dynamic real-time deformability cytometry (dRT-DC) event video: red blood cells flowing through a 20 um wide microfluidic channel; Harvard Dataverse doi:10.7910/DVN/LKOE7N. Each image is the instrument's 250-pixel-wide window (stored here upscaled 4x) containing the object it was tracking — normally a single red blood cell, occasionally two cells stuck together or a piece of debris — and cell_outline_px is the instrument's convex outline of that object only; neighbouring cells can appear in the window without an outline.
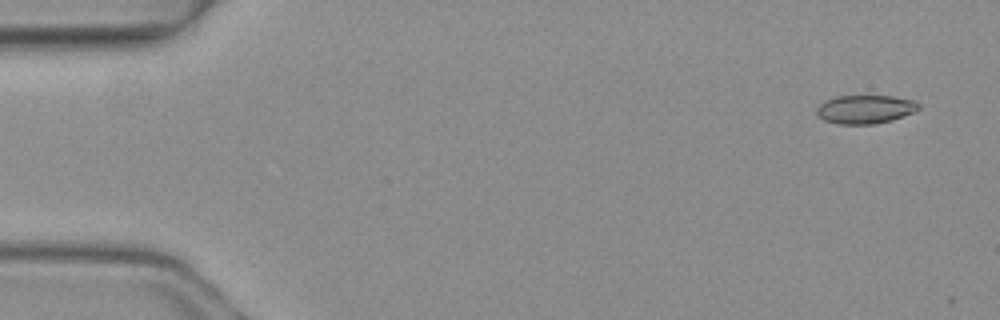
{"species": "common noctule bat (a hibernating species)", "species_latin": "Nyctalus noctula", "temperature_condition": "warm", "stored_images_in_passage": 5, "camera_frame_rate_fps": 3000, "um_per_image_px": 0.085, "animal": {"sex": "female", "body_mass_g": 19.3, "forearm_length_mm": 54.1}, "frame": {"image": 1, "passage_image": 1, "time_ms": 0.0, "image_size_px": [1000, 320], "cell_outline_px": [[920, 108], [912, 112], [892, 120], [872, 124], [840, 124], [824, 120], [816, 112], [816, 108], [824, 100], [836, 96], [892, 96], [912, 100], [920, 104]], "centroid_in_image_um": [73.52, 9.28], "position_along_channel_um": 11.5, "area_um2": 16.82}}
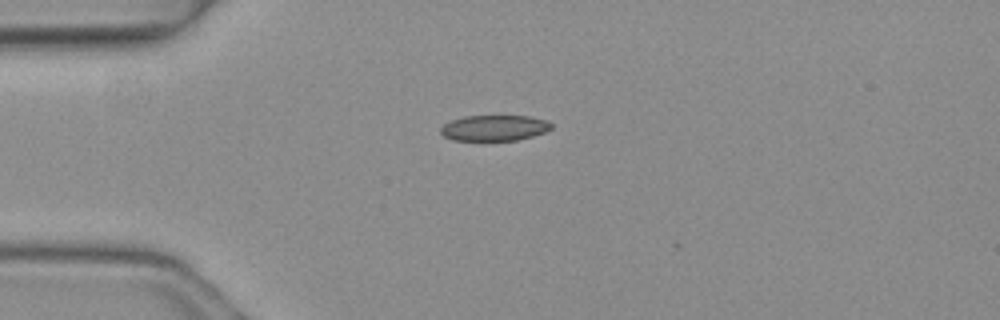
{"frame": {"image": 2, "passage_image": 4, "time_ms": 1.0, "image_size_px": [1000, 320], "cell_outline_px": [[552, 128], [544, 132], [532, 136], [516, 140], [452, 140], [444, 136], [440, 132], [440, 128], [444, 124], [452, 120], [464, 116], [528, 116], [548, 120], [552, 124]], "centroid_in_image_um": [42.02, 10.87], "position_along_channel_um": 43.0, "area_um2": 16.53}}
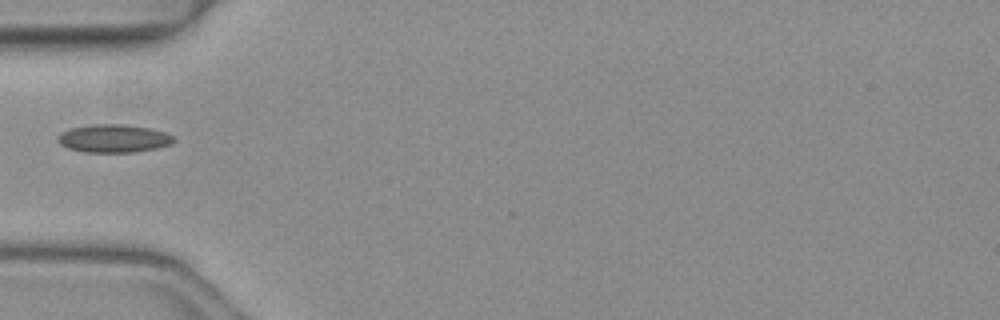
{"frame": {"image": 3, "passage_image": 5, "time_ms": 1.333, "image_size_px": [1000, 320], "cell_outline_px": [[176, 140], [172, 144], [156, 148], [132, 152], [84, 152], [68, 148], [60, 144], [56, 140], [56, 136], [60, 132], [72, 128], [92, 124], [124, 124], [148, 128], [164, 132], [176, 136]], "centroid_in_image_um": [9.65, 11.76], "position_along_channel_um": 75.3, "area_um2": 19.07}}